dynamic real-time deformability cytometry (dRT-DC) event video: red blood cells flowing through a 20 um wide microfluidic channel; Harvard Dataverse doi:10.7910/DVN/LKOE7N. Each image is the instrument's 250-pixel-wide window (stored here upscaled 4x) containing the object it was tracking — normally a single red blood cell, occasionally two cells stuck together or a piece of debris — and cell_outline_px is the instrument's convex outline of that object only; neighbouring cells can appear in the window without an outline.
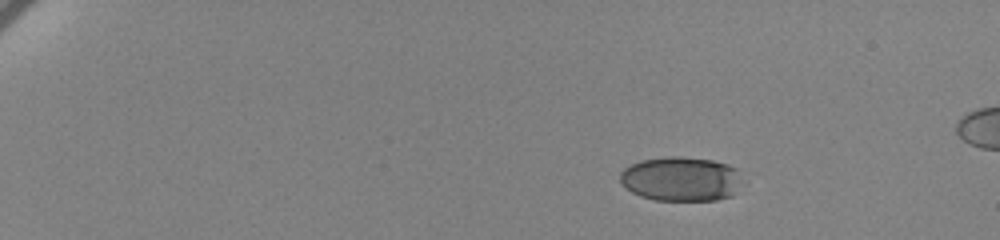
{"species": "human", "species_latin": "Homo sapiens", "temperature_condition": "cold", "stored_images_in_passage": 49, "camera_frame_rate_fps": 3000, "um_per_image_px": 0.085, "donor": {"sex": "female"}, "frame": {"image": 1, "passage_image": 1, "time_ms": 0.0, "image_size_px": [1000, 240], "cell_outline_px": [[736, 168], [732, 196], [716, 200], [656, 200], [640, 196], [632, 192], [620, 180], [620, 172], [624, 168], [640, 160], [668, 156], [680, 156], [712, 160], [728, 164]], "centroid_in_image_um": [57.77, 15.19], "position_along_channel_um": 27.2, "area_um2": 30.87}}
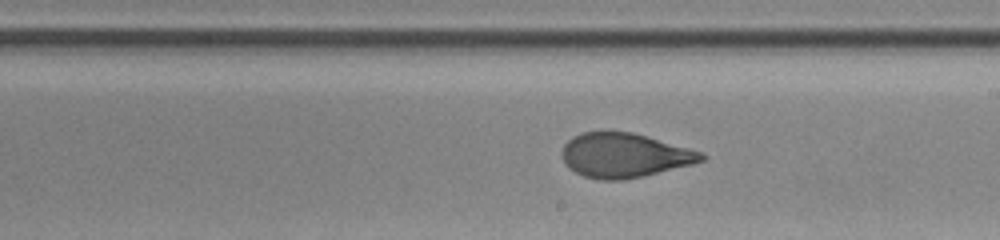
{"frame": {"image": 2, "passage_image": 30, "time_ms": 9.667, "image_size_px": [1000, 240], "cell_outline_px": [[708, 156], [704, 160], [692, 164], [644, 176], [620, 180], [600, 180], [584, 176], [568, 168], [564, 164], [560, 152], [564, 144], [572, 136], [580, 132], [604, 128], [632, 132], [688, 148], [700, 152]], "centroid_in_image_um": [52.99, 13.16], "position_along_channel_um": 236.0, "area_um2": 36.76}}
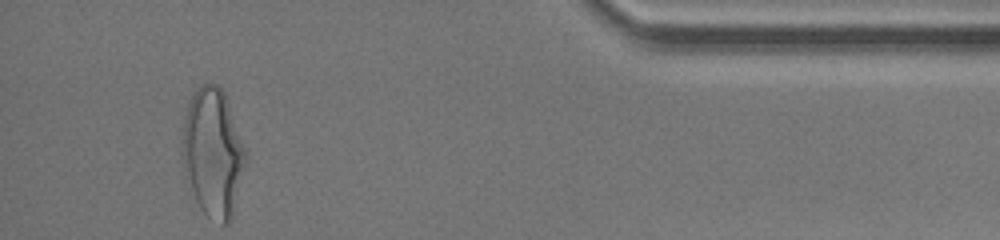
{"frame": {"image": 3, "passage_image": 49, "time_ms": 16.0, "image_size_px": [1000, 240], "cell_outline_px": [[248, 156], [232, 220], [228, 224], [224, 224], [208, 216], [188, 196], [180, 156], [180, 152], [184, 116], [188, 104], [196, 88], [204, 84], [216, 84], [224, 92]], "centroid_in_image_um": [18.05, 13.05], "position_along_channel_um": 417.1, "area_um2": 48.55}, "authors_computed_cell_mechanics": {"area_um2": 36.2984, "velocity_mm_per_s": 3.4448, "shape_relaxation_time_tau1_ms": 4.4919, "shape_relaxation_time_tau2_ms": 0.713, "deformation_change_tau1": 0.1626, "deformation_change_tau2": 0.0637}}